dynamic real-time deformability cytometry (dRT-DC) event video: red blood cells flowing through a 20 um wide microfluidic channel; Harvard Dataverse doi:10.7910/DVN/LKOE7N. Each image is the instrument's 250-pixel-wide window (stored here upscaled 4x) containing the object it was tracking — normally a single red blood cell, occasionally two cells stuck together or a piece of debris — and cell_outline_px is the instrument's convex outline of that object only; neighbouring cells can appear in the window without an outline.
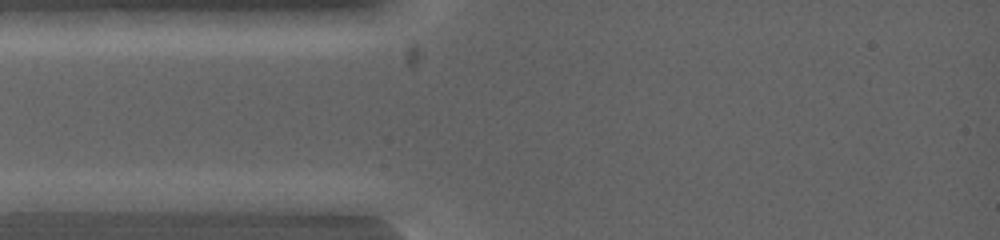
{"species": "common noctule bat (a hibernating species)", "species_latin": "Nyctalus noctula", "temperature_condition": "warm", "stored_images_in_passage": 2, "camera_frame_rate_fps": 5000, "um_per_image_px": 0.085, "animal": {"sex": "female", "body_mass_g": 19.0, "forearm_length_mm": 53.3}, "frame": {"image": 1, "passage_image": 1, "time_ms": 0.0, "image_size_px": [1000, 240], "cell_outline_px": [[124, 200], [92, 212], [16, 212], [16, 200], [40, 192], [112, 192]], "centroid_in_image_um": [5.66, 17.17], "position_along_channel_um": 79.3, "area_um2": 13.18}}